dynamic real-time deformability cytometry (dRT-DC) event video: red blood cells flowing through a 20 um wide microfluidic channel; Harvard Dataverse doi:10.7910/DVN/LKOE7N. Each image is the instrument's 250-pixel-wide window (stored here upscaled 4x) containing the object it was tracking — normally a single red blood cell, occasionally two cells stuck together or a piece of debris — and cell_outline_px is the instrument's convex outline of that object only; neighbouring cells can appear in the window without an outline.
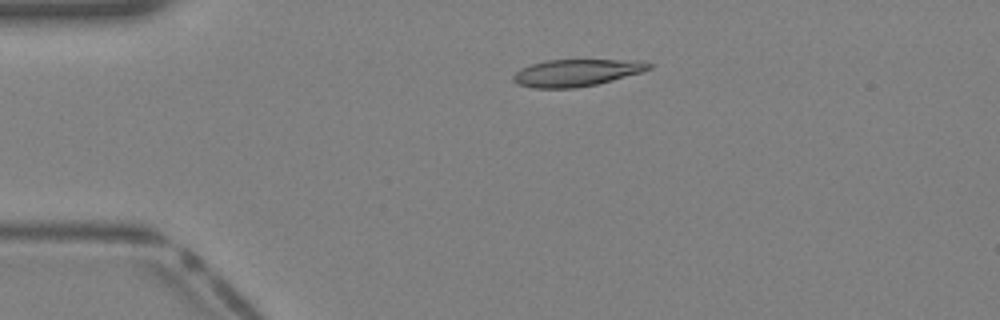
{"species": "Egyptian fruit bat (a non-hibernating species)", "species_latin": "Rousettus aegyptiacus", "temperature_condition": "warm", "stored_images_in_passage": 34, "camera_frame_rate_fps": 3000, "um_per_image_px": 0.085, "animal": {"sex": "female"}, "frame": {"image": 1, "passage_image": 3, "time_ms": 0.667, "image_size_px": [1000, 320], "cell_outline_px": [[652, 68], [640, 72], [612, 80], [596, 84], [572, 88], [532, 88], [516, 84], [512, 80], [512, 76], [520, 68], [532, 64], [548, 60], [640, 60], [652, 64]], "centroid_in_image_um": [48.96, 6.18], "position_along_channel_um": 36.0, "area_um2": 21.27}}
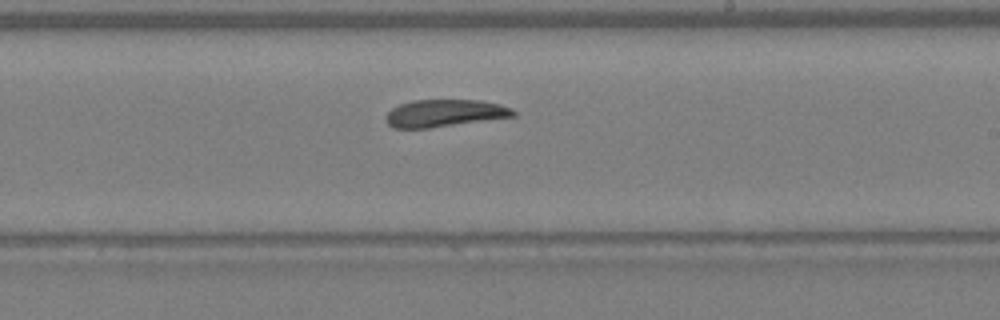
{"frame": {"image": 2, "passage_image": 18, "time_ms": 5.667, "image_size_px": [1000, 320], "cell_outline_px": [[516, 116], [428, 128], [392, 128], [384, 120], [384, 116], [392, 108], [400, 104], [412, 100], [480, 100], [500, 104], [512, 108], [516, 112]], "centroid_in_image_um": [37.77, 9.62], "position_along_channel_um": 251.2, "area_um2": 20.35}}
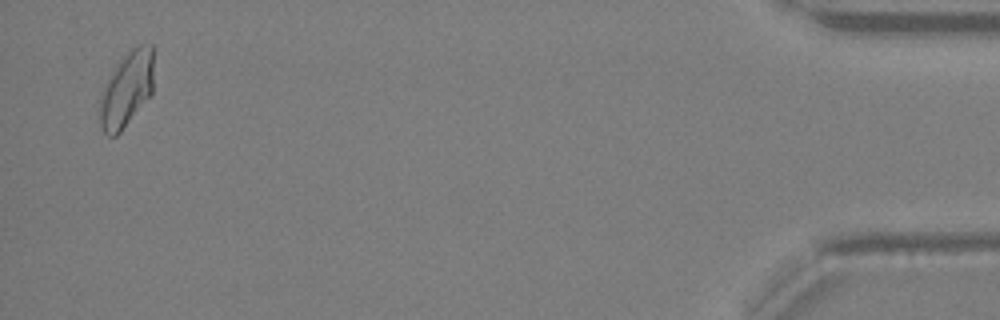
{"frame": {"image": 3, "passage_image": 33, "time_ms": 10.667, "image_size_px": [1000, 320], "cell_outline_px": [[152, 96], [120, 132], [116, 136], [108, 136], [104, 132], [100, 124], [100, 92], [112, 68], [136, 44], [152, 44]], "centroid_in_image_um": [10.75, 7.59], "position_along_channel_um": 424.5, "area_um2": 23.93}}